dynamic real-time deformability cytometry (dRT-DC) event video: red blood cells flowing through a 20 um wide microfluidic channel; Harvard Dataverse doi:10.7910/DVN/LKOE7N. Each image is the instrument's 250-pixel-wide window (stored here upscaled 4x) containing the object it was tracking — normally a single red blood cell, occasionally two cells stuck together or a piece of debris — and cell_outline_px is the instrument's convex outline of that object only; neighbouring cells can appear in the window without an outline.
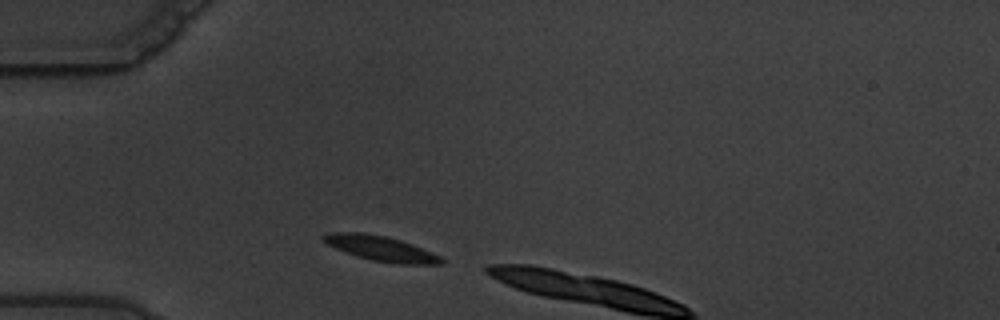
{"species": "common noctule bat (a hibernating species)", "species_latin": "Nyctalus noctula", "temperature_condition": "warm", "stored_images_in_passage": 2, "camera_frame_rate_fps": 3000, "um_per_image_px": 0.085, "animal": {"sex": "male", "body_mass_g": 19.5, "forearm_length_mm": 54.6}, "frame": {"image": 1, "passage_image": 1, "time_ms": 0.0, "image_size_px": [1000, 320], "cell_outline_px": [[444, 264], [396, 264], [372, 260], [356, 256], [344, 252], [320, 240], [320, 236], [328, 232], [364, 232], [388, 236], [412, 244], [432, 252], [440, 256], [444, 260]], "centroid_in_image_um": [32.34, 21.11], "position_along_channel_um": 52.7, "area_um2": 17.46}}